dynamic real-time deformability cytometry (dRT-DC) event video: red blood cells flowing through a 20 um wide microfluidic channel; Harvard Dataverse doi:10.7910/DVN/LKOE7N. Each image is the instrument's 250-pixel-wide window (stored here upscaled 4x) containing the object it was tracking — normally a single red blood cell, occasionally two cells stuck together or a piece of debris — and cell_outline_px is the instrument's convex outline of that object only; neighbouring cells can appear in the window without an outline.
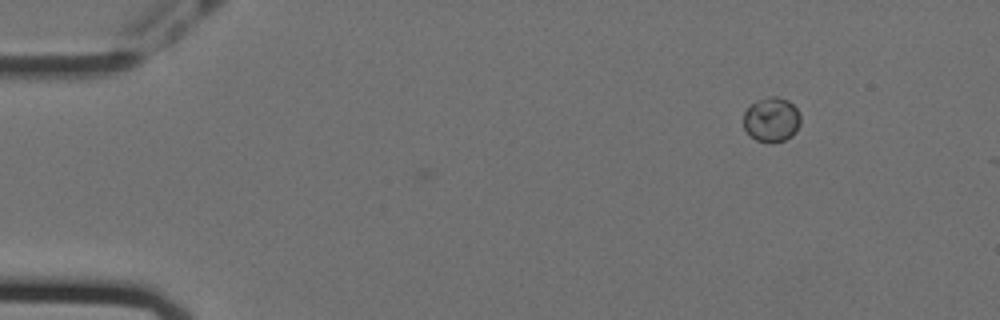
{"species": "Egyptian fruit bat (a non-hibernating species)", "species_latin": "Rousettus aegyptiacus", "temperature_condition": "cold", "stored_images_in_passage": 2, "camera_frame_rate_fps": 3000, "um_per_image_px": 0.085, "animal": {"sex": "female"}, "frame": {"image": 1, "passage_image": 2, "time_ms": 0.333, "image_size_px": [1000, 320], "cell_outline_px": [[800, 124], [796, 132], [792, 136], [784, 140], [772, 144], [768, 144], [756, 140], [744, 128], [744, 112], [752, 104], [768, 96], [776, 96], [788, 100], [796, 108], [800, 116]], "centroid_in_image_um": [65.6, 10.19], "position_along_channel_um": 19.4, "area_um2": 14.85}}